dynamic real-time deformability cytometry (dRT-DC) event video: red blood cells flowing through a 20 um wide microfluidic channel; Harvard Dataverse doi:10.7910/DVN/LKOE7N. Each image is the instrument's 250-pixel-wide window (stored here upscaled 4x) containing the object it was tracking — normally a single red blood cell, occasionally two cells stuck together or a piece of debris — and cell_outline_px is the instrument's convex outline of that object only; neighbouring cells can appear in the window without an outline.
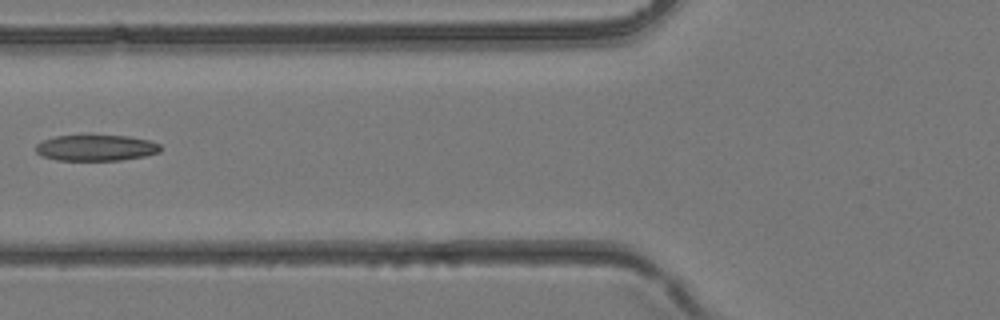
{"species": "common noctule bat (a hibernating species)", "species_latin": "Nyctalus noctula", "temperature_condition": "room temperature", "stored_images_in_passage": 3, "camera_frame_rate_fps": 3000, "um_per_image_px": 0.085, "animal": {"sex": "female", "body_mass_g": 24.6, "forearm_length_mm": 56.2}, "frame": {"image": 1, "passage_image": 3, "time_ms": 0.667, "image_size_px": [1000, 320], "cell_outline_px": [[160, 152], [144, 156], [120, 160], [56, 160], [40, 156], [36, 152], [36, 144], [44, 140], [56, 136], [128, 136], [148, 140], [160, 144]], "centroid_in_image_um": [8.14, 12.57], "position_along_channel_um": 117.7, "area_um2": 18.73}}